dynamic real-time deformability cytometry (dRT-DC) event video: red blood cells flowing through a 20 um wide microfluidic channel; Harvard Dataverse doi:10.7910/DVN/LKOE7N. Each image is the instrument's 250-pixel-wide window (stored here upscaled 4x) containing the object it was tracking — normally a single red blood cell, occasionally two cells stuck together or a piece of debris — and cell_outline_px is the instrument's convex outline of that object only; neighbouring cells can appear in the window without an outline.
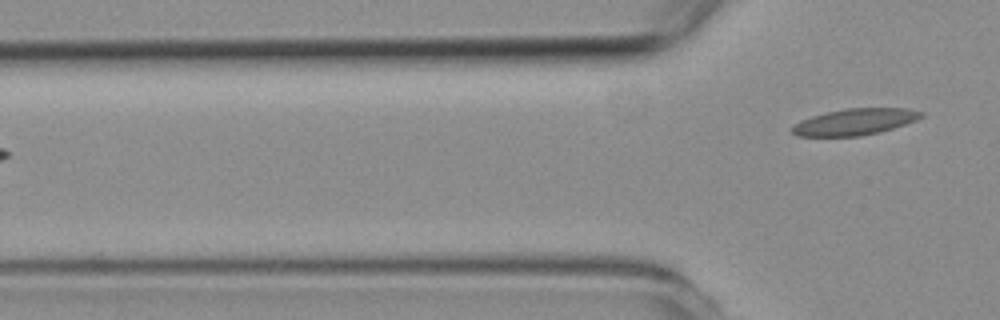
{"species": "common noctule bat (a hibernating species)", "species_latin": "Nyctalus noctula", "temperature_condition": "room temperature", "stored_images_in_passage": 5, "camera_frame_rate_fps": 3000, "um_per_image_px": 0.085, "animal": {"sex": "female", "body_mass_g": 19.3, "forearm_length_mm": 54.1}, "frame": {"image": 1, "passage_image": 5, "time_ms": 6.333, "image_size_px": [1000, 320], "cell_outline_px": [[924, 116], [916, 120], [880, 132], [860, 136], [796, 136], [792, 132], [792, 128], [800, 120], [812, 116], [844, 108], [908, 108], [924, 112]], "centroid_in_image_um": [72.68, 10.35], "position_along_channel_um": 53.1, "area_um2": 19.77}}